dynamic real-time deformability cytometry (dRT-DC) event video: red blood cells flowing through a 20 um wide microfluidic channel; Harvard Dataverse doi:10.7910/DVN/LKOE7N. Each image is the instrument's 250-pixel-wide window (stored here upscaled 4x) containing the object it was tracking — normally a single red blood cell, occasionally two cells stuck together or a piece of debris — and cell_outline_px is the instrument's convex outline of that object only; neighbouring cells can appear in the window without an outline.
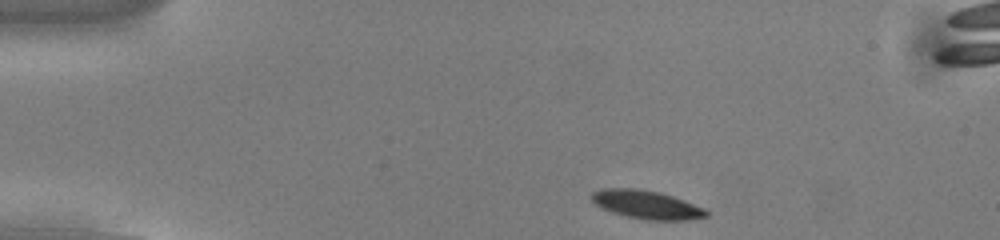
{"species": "common noctule bat (a hibernating species)", "species_latin": "Nyctalus noctula", "temperature_condition": "cold", "stored_images_in_passage": 47, "camera_frame_rate_fps": 3000, "um_per_image_px": 0.085, "animal": {"sex": "male", "body_mass_g": 13.0, "forearm_length_mm": 53.1}, "frame": {"image": 1, "passage_image": 2, "time_ms": 0.333, "image_size_px": [1000, 240], "cell_outline_px": [[708, 216], [688, 220], [644, 220], [612, 212], [596, 204], [588, 196], [592, 192], [600, 188], [632, 188], [660, 192], [672, 196], [704, 208], [708, 212]], "centroid_in_image_um": [54.93, 17.39], "position_along_channel_um": 30.1, "area_um2": 18.9}}
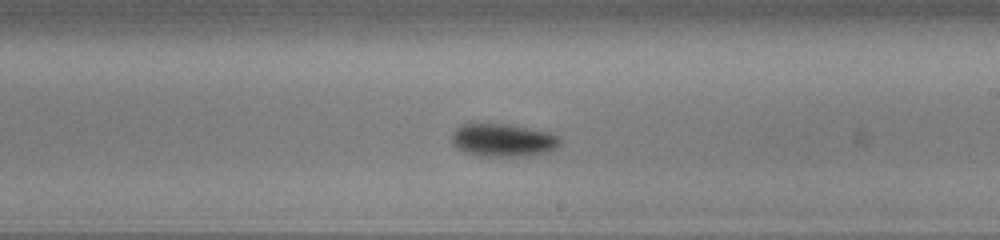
{"frame": {"image": 2, "passage_image": 24, "time_ms": 7.667, "image_size_px": [1000, 240], "cell_outline_px": [[560, 144], [556, 148], [548, 152], [528, 156], [476, 156], [464, 152], [456, 148], [452, 144], [452, 132], [456, 128], [464, 124], [508, 124], [548, 132], [560, 136]], "centroid_in_image_um": [42.75, 11.93], "position_along_channel_um": 246.3, "area_um2": 20.92}}
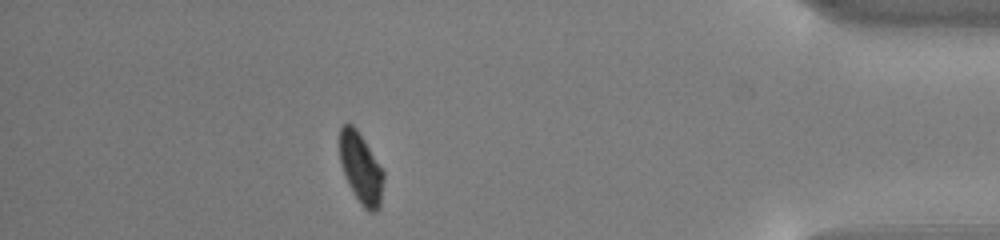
{"frame": {"image": 3, "passage_image": 40, "time_ms": 13.0, "image_size_px": [1000, 240], "cell_outline_px": [[384, 180], [380, 208], [376, 212], [368, 212], [360, 204], [348, 184], [340, 164], [340, 124], [352, 124], [356, 128], [364, 140], [384, 172]], "centroid_in_image_um": [30.68, 14.33], "position_along_channel_um": 404.5, "area_um2": 18.15}}